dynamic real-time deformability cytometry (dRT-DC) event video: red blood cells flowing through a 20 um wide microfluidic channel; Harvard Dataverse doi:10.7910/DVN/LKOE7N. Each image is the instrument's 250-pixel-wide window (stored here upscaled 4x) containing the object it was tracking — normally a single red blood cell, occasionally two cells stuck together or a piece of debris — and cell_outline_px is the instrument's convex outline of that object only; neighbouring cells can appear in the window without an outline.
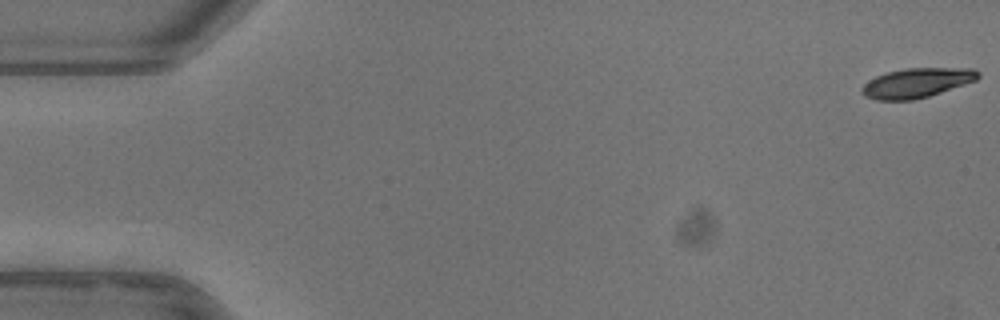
{"species": "common noctule bat (a hibernating species)", "species_latin": "Nyctalus noctula", "temperature_condition": "warm", "stored_images_in_passage": 17, "camera_frame_rate_fps": 3000, "um_per_image_px": 0.085, "animal": {"sex": "female"}, "frame": {"image": 1, "passage_image": 1, "time_ms": 0.0, "image_size_px": [1000, 320], "cell_outline_px": [[980, 76], [976, 80], [928, 96], [912, 100], [876, 100], [864, 96], [860, 92], [860, 88], [864, 84], [876, 76], [888, 72], [904, 68], [972, 68], [980, 72]], "centroid_in_image_um": [77.9, 7.04], "position_along_channel_um": 7.1, "area_um2": 19.94}}
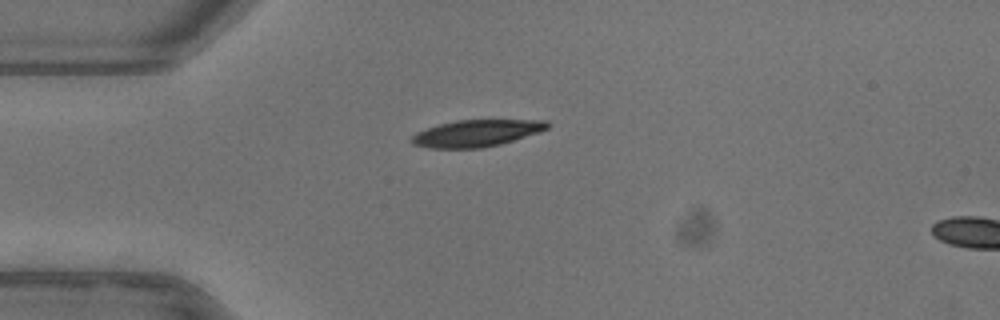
{"frame": {"image": 2, "passage_image": 14, "time_ms": 4.333, "image_size_px": [1000, 320], "cell_outline_px": [[548, 128], [500, 144], [480, 148], [428, 148], [412, 144], [408, 140], [416, 132], [440, 124], [456, 120], [544, 120], [548, 124]], "centroid_in_image_um": [40.41, 11.33], "position_along_channel_um": 44.6, "area_um2": 20.87}}